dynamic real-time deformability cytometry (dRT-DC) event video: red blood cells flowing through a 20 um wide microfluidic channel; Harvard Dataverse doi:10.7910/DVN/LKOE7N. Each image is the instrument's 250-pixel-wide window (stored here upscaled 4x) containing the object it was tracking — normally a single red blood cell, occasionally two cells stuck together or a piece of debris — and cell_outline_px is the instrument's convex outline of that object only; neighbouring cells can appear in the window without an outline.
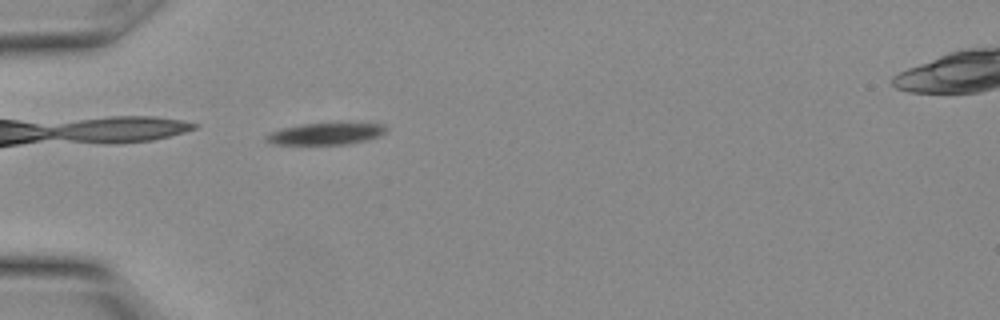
{"species": "Egyptian fruit bat (a non-hibernating species)", "species_latin": "Rousettus aegyptiacus", "temperature_condition": "warm", "stored_images_in_passage": 23, "camera_frame_rate_fps": 3000, "um_per_image_px": 0.085, "animal": {"sex": "female"}, "frame": {"image": 1, "passage_image": 1, "time_ms": 0.0, "image_size_px": [1000, 320], "cell_outline_px": [[388, 128], [380, 136], [364, 140], [344, 144], [276, 144], [264, 140], [264, 136], [280, 128], [304, 124], [384, 124]], "centroid_in_image_um": [27.65, 11.37], "position_along_channel_um": 57.4, "area_um2": 14.74}}
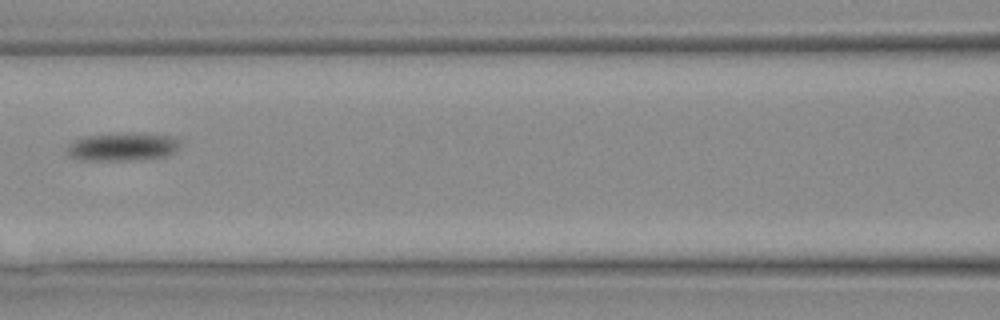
{"frame": {"image": 2, "passage_image": 6, "time_ms": 1.667, "image_size_px": [1000, 320], "cell_outline_px": [[180, 144], [172, 152], [164, 156], [132, 160], [80, 160], [68, 156], [68, 144], [84, 136], [124, 132], [144, 132], [172, 136]], "centroid_in_image_um": [10.38, 12.45], "position_along_channel_um": 156.2, "area_um2": 18.61}}
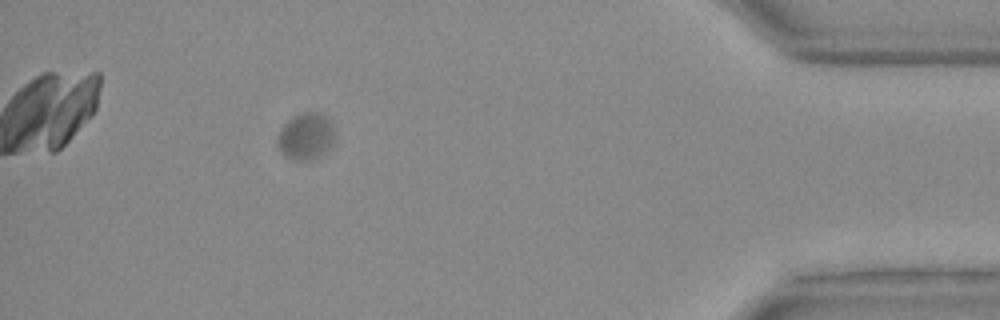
{"frame": {"image": 3, "passage_image": 20, "time_ms": 6.333, "image_size_px": [1000, 320], "cell_outline_px": [[332, 140], [328, 148], [316, 160], [296, 160], [284, 156], [280, 152], [276, 144], [276, 140], [280, 128], [292, 116], [300, 112], [320, 112], [332, 124]], "centroid_in_image_um": [25.92, 11.59], "position_along_channel_um": 409.3, "area_um2": 15.61}}